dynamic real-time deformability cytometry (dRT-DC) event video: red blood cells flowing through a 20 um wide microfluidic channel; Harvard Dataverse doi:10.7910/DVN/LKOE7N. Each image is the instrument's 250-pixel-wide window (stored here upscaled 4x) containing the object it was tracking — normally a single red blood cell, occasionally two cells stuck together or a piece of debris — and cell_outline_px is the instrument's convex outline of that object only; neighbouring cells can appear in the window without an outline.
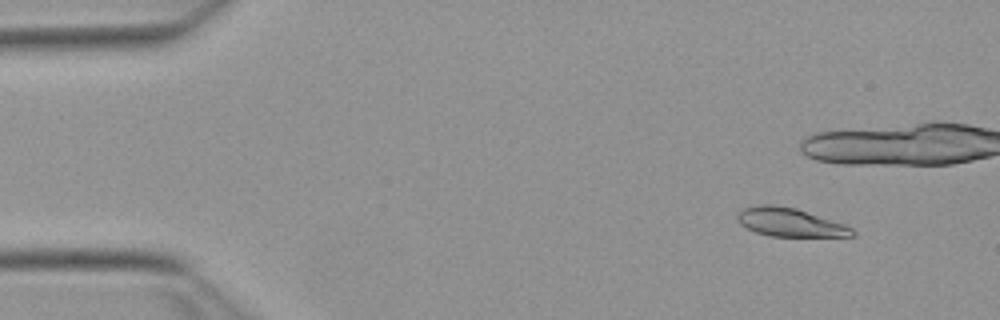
{"species": "Egyptian fruit bat (a non-hibernating species)", "species_latin": "Rousettus aegyptiacus", "temperature_condition": "warm", "stored_images_in_passage": 13, "camera_frame_rate_fps": 3000, "um_per_image_px": 0.085, "animal": {"sex": "female"}, "frame": {"image": 1, "passage_image": 1, "time_ms": 0.0, "image_size_px": [1000, 320], "cell_outline_px": [[856, 236], [768, 236], [756, 232], [740, 224], [736, 220], [736, 216], [744, 208], [760, 204], [772, 204], [796, 208], [844, 224], [852, 228], [856, 232]], "centroid_in_image_um": [67.14, 18.89], "position_along_channel_um": 17.9, "area_um2": 19.02}}